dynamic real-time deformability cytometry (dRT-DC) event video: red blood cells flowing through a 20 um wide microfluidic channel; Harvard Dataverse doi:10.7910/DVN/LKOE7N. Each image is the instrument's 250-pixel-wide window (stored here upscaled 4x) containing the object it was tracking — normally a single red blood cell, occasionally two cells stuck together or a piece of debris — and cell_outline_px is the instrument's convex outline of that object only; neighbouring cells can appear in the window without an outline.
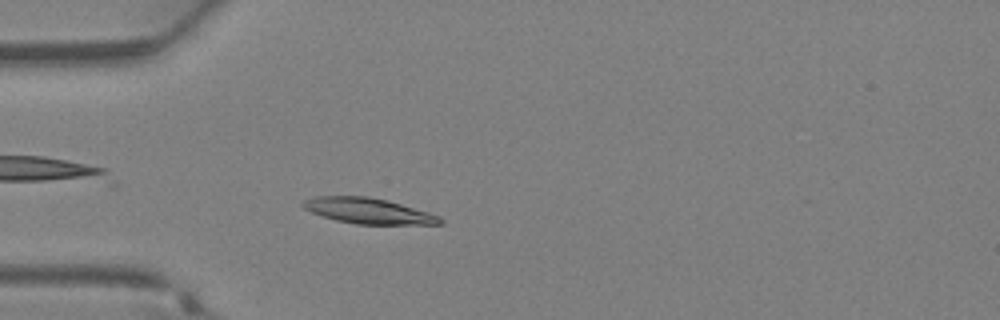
{"species": "Egyptian fruit bat (a non-hibernating species)", "species_latin": "Rousettus aegyptiacus", "temperature_condition": "warm", "stored_images_in_passage": 10, "camera_frame_rate_fps": 3000, "um_per_image_px": 0.085, "animal": {"sex": "female"}, "frame": {"image": 1, "passage_image": 7, "time_ms": 2.0, "image_size_px": [1000, 320], "cell_outline_px": [[444, 224], [356, 224], [336, 220], [320, 216], [304, 208], [300, 204], [304, 200], [312, 196], [368, 196], [388, 200], [428, 212], [440, 216], [444, 220]], "centroid_in_image_um": [31.29, 17.92], "position_along_channel_um": 53.7, "area_um2": 20.58}}